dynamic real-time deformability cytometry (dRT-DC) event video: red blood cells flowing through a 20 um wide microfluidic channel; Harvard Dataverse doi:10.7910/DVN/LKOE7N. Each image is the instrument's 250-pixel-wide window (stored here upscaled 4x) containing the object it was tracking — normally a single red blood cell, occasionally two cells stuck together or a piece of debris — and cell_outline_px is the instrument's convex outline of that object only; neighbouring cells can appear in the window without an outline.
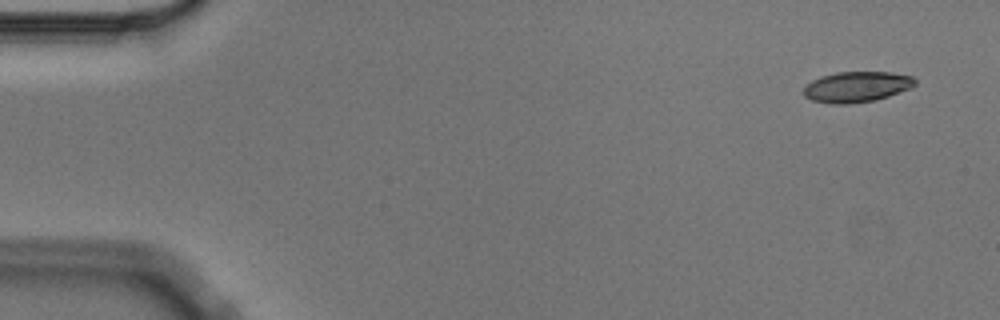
{"species": "Egyptian fruit bat (a non-hibernating species)", "species_latin": "Rousettus aegyptiacus", "temperature_condition": "cold", "stored_images_in_passage": 6, "camera_frame_rate_fps": 3000, "um_per_image_px": 0.085, "animal": {"sex": "male"}, "frame": {"image": 1, "passage_image": 1, "time_ms": 0.0, "image_size_px": [1000, 320], "cell_outline_px": [[916, 84], [912, 88], [876, 100], [848, 104], [832, 104], [812, 100], [804, 96], [804, 88], [812, 80], [820, 76], [836, 72], [892, 72], [912, 76], [916, 80]], "centroid_in_image_um": [72.84, 7.38], "position_along_channel_um": 12.2, "area_um2": 20.0}}
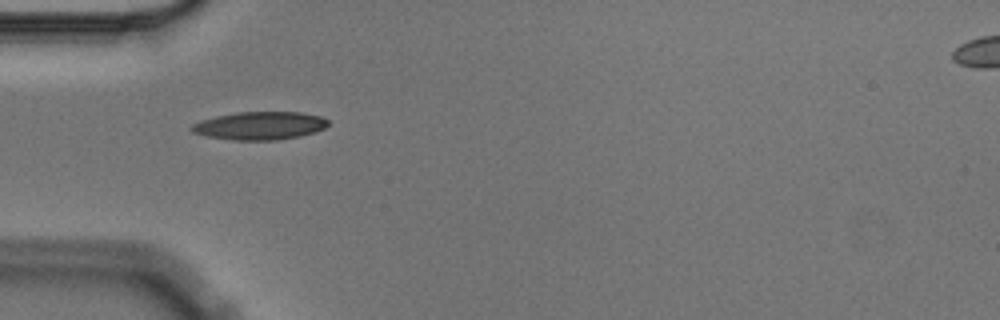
{"frame": {"image": 2, "passage_image": 5, "time_ms": 1.333, "image_size_px": [1000, 320], "cell_outline_px": [[328, 124], [324, 128], [316, 132], [300, 136], [276, 140], [232, 140], [208, 136], [192, 132], [188, 128], [192, 124], [200, 120], [216, 116], [236, 112], [300, 112], [320, 116], [328, 120]], "centroid_in_image_um": [22.06, 10.68], "position_along_channel_um": 62.9, "area_um2": 22.37}}
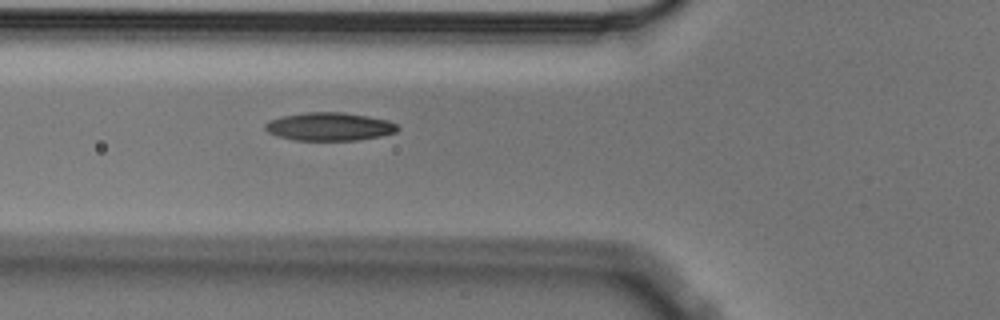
{"frame": {"image": 3, "passage_image": 6, "time_ms": 1.667, "image_size_px": [1000, 320], "cell_outline_px": [[400, 128], [396, 132], [380, 136], [356, 140], [296, 140], [276, 136], [268, 132], [264, 128], [264, 124], [268, 120], [280, 116], [308, 112], [340, 112], [368, 116], [388, 120], [396, 124]], "centroid_in_image_um": [27.97, 10.75], "position_along_channel_um": 97.8, "area_um2": 21.79}}